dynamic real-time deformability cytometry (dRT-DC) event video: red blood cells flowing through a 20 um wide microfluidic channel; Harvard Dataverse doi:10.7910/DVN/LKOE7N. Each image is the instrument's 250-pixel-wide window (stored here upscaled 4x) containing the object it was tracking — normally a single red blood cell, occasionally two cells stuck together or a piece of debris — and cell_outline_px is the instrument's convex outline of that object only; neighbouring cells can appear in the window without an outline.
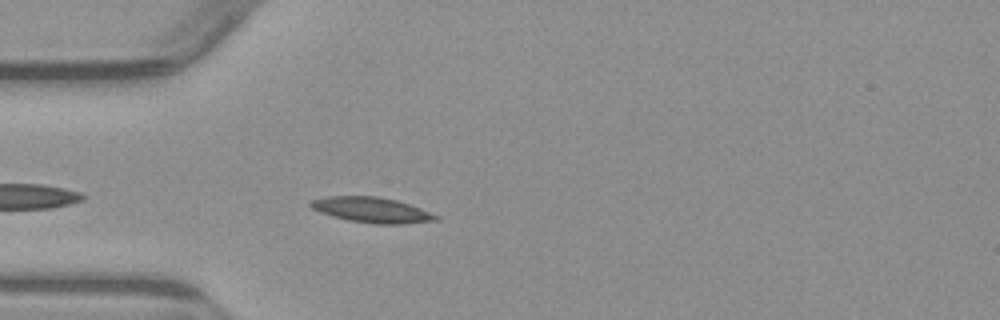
{"species": "common noctule bat (a hibernating species)", "species_latin": "Nyctalus noctula", "temperature_condition": "warm", "stored_images_in_passage": 5, "camera_frame_rate_fps": 3000, "um_per_image_px": 0.085, "animal": {"sex": "male", "body_mass_g": 23.1, "forearm_length_mm": 52.7}, "frame": {"image": 1, "passage_image": 5, "time_ms": 4.667, "image_size_px": [1000, 320], "cell_outline_px": [[440, 220], [404, 224], [376, 224], [348, 220], [332, 216], [320, 212], [312, 208], [308, 204], [312, 200], [328, 196], [376, 196], [396, 200], [420, 208], [440, 216]], "centroid_in_image_um": [31.62, 17.85], "position_along_channel_um": 53.4, "area_um2": 18.5}}